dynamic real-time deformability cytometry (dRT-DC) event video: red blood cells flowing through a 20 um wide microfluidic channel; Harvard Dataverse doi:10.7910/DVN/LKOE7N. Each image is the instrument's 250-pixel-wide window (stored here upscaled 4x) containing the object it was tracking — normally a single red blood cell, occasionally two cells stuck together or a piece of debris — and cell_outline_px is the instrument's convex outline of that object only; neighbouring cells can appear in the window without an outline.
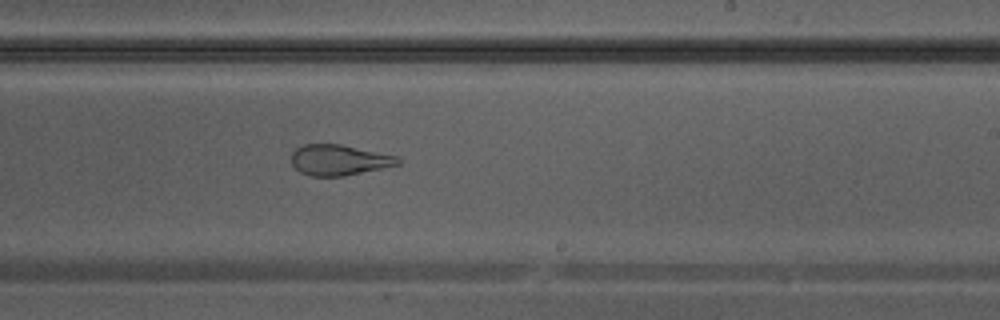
{"species": "Egyptian fruit bat (a non-hibernating species)", "species_latin": "Rousettus aegyptiacus", "temperature_condition": "warm", "stored_images_in_passage": 32, "camera_frame_rate_fps": 3000, "um_per_image_px": 0.085, "animal": {"sex": "male"}, "frame": {"image": 1, "passage_image": 19, "time_ms": 6.0, "image_size_px": [1000, 320], "cell_outline_px": [[400, 164], [344, 176], [312, 176], [300, 172], [292, 164], [292, 152], [296, 148], [304, 144], [340, 144], [396, 156], [400, 160]], "centroid_in_image_um": [28.79, 13.6], "position_along_channel_um": 260.2, "area_um2": 18.79}}